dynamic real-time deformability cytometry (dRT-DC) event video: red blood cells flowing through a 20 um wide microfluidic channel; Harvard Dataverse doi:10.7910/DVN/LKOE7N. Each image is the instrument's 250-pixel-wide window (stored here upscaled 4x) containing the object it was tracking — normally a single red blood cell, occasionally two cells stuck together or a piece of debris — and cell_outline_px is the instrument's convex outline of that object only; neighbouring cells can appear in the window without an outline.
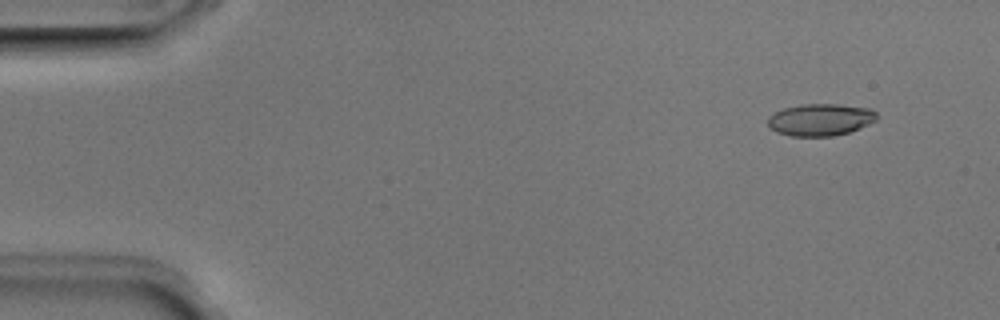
{"species": "Egyptian fruit bat (a non-hibernating species)", "species_latin": "Rousettus aegyptiacus", "temperature_condition": "room temperature", "stored_images_in_passage": 52, "camera_frame_rate_fps": 3000, "um_per_image_px": 0.085, "animal": {"sex": "male"}, "frame": {"image": 1, "passage_image": 5, "time_ms": 1.333, "image_size_px": [1000, 320], "cell_outline_px": [[876, 120], [860, 128], [848, 132], [832, 136], [792, 136], [776, 132], [768, 124], [768, 116], [784, 108], [800, 104], [836, 104], [872, 108], [876, 112]], "centroid_in_image_um": [69.74, 10.16], "position_along_channel_um": 15.3, "area_um2": 20.29}}
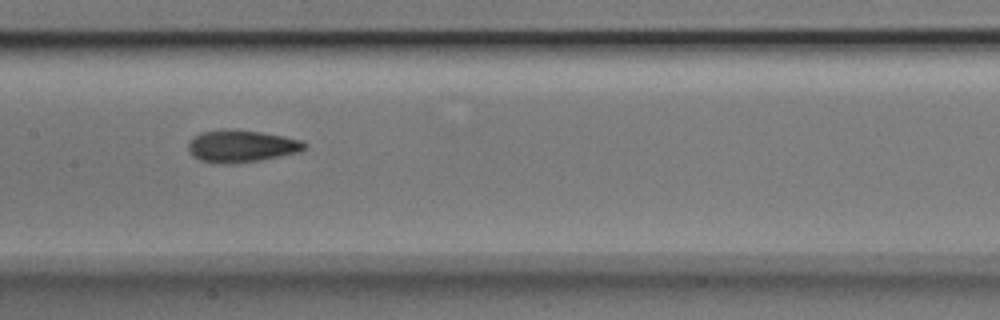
{"frame": {"image": 2, "passage_image": 26, "time_ms": 8.333, "image_size_px": [1000, 320], "cell_outline_px": [[308, 144], [300, 152], [260, 160], [228, 164], [216, 164], [200, 160], [192, 156], [188, 152], [188, 144], [200, 132], [232, 128], [264, 132], [284, 136], [300, 140]], "centroid_in_image_um": [20.51, 12.42], "position_along_channel_um": 186.9, "area_um2": 22.02}}
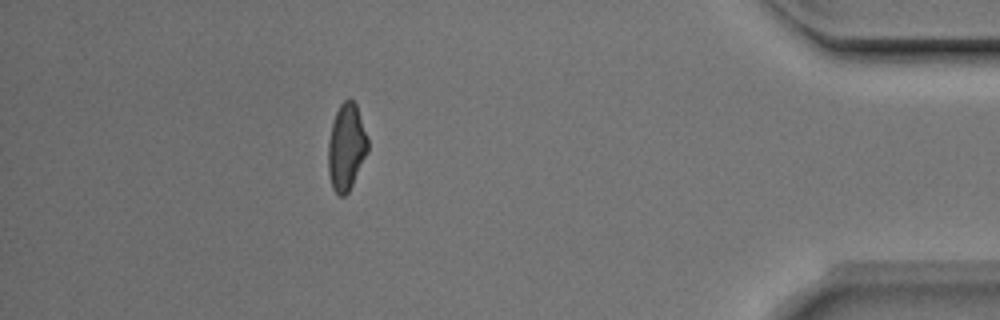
{"frame": {"image": 3, "passage_image": 46, "time_ms": 15.0, "image_size_px": [1000, 320], "cell_outline_px": [[368, 152], [348, 192], [344, 196], [340, 196], [332, 188], [328, 172], [328, 144], [332, 124], [336, 112], [340, 104], [348, 96], [356, 104], [368, 140]], "centroid_in_image_um": [29.43, 12.49], "position_along_channel_um": 405.8, "area_um2": 19.88}, "authors_computed_cell_mechanics": {"area_um2": 20.4612, "velocity_mm_per_s": 3.9989, "shape_relaxation_time_tau1_ms": 4.054, "shape_relaxation_time_tau2_ms": 2.1645, "deformation_change_tau1": 0.1496, "deformation_change_tau2": 0.0787}}